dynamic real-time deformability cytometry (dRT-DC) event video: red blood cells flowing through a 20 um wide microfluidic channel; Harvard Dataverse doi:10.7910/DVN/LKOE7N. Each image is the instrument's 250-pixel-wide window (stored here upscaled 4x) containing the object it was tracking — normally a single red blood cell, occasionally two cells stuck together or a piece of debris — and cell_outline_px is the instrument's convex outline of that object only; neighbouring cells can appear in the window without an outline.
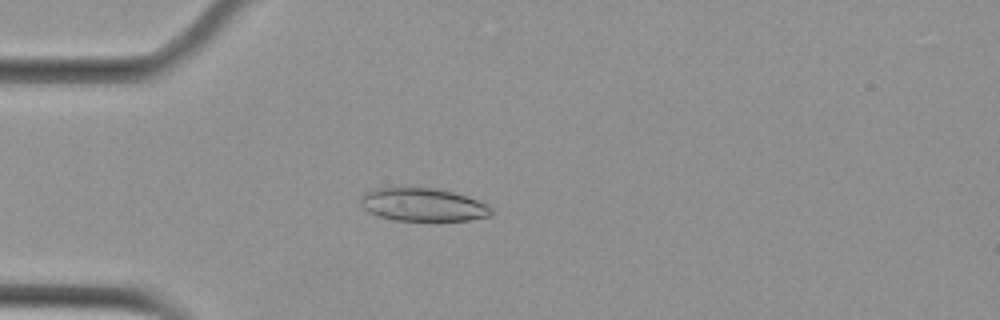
{"species": "Egyptian fruit bat (a non-hibernating species)", "species_latin": "Rousettus aegyptiacus", "temperature_condition": "cold", "stored_images_in_passage": 2, "camera_frame_rate_fps": 3000, "um_per_image_px": 0.085, "animal": {"sex": "female"}, "frame": {"image": 1, "passage_image": 2, "time_ms": 0.333, "image_size_px": [1000, 320], "cell_outline_px": [[492, 212], [488, 216], [468, 220], [396, 220], [380, 216], [368, 212], [360, 204], [360, 200], [364, 192], [380, 188], [408, 184], [436, 188], [452, 192], [488, 204], [492, 208]], "centroid_in_image_um": [35.89, 17.35], "position_along_channel_um": 49.1, "area_um2": 25.61}}